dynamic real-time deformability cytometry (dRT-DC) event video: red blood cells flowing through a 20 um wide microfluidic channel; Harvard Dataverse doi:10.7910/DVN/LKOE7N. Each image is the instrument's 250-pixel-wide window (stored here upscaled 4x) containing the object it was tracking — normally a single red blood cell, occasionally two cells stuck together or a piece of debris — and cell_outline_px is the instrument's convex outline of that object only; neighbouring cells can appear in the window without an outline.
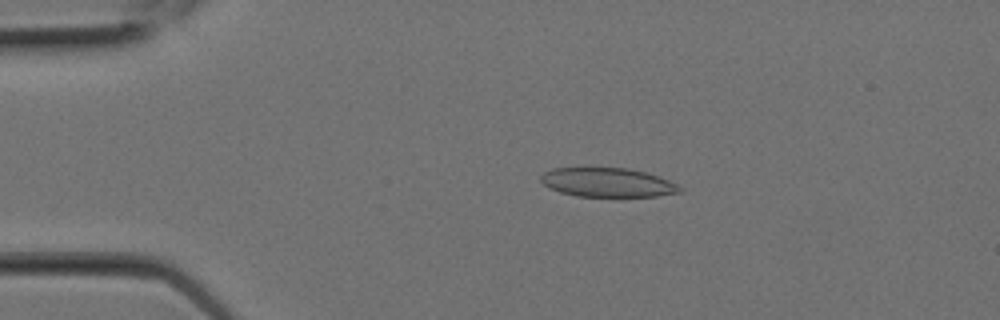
{"species": "Egyptian fruit bat (a non-hibernating species)", "species_latin": "Rousettus aegyptiacus", "temperature_condition": "room temperature", "stored_images_in_passage": 7, "camera_frame_rate_fps": 3000, "um_per_image_px": 0.085, "animal": {"sex": "female"}, "frame": {"image": 1, "passage_image": 5, "time_ms": 1.333, "image_size_px": [1000, 320], "cell_outline_px": [[684, 188], [680, 192], [656, 196], [576, 196], [560, 192], [548, 188], [540, 180], [540, 176], [544, 172], [552, 168], [628, 168], [660, 176]], "centroid_in_image_um": [51.63, 15.5], "position_along_channel_um": 33.4, "area_um2": 23.52}}